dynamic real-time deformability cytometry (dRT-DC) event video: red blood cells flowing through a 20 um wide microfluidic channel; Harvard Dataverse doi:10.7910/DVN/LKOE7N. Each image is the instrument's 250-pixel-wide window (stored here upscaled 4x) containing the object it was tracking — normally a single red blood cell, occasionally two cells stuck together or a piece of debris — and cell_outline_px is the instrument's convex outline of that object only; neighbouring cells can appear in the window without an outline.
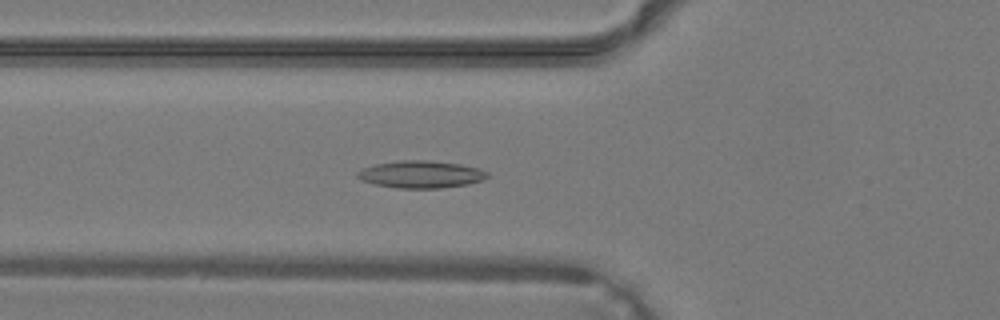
{"species": "common noctule bat (a hibernating species)", "species_latin": "Nyctalus noctula", "temperature_condition": "warm", "stored_images_in_passage": 41, "camera_frame_rate_fps": 3000, "um_per_image_px": 0.085, "animal": {"sex": "male", "body_mass_g": 19.2, "forearm_length_mm": 51.8}, "frame": {"image": 1, "passage_image": 15, "time_ms": 4.667, "image_size_px": [1000, 320], "cell_outline_px": [[488, 176], [484, 180], [468, 184], [440, 188], [396, 188], [376, 184], [360, 180], [356, 176], [356, 172], [364, 168], [376, 164], [400, 160], [428, 160], [460, 164], [480, 168], [488, 172]], "centroid_in_image_um": [35.8, 14.82], "position_along_channel_um": 90.0, "area_um2": 20.69}}
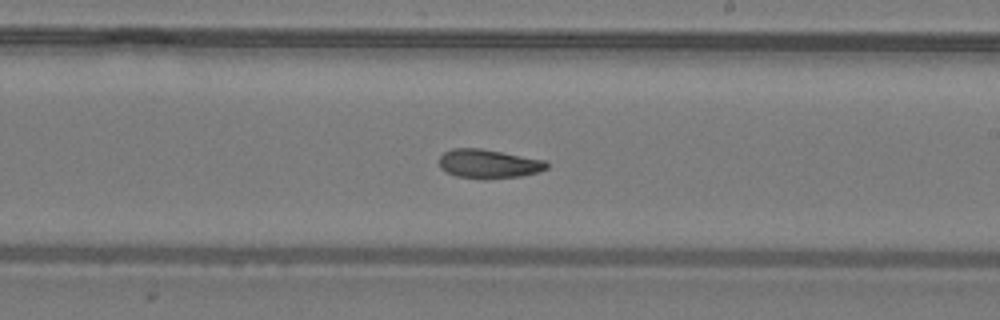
{"frame": {"image": 2, "passage_image": 24, "time_ms": 7.667, "image_size_px": [1000, 320], "cell_outline_px": [[548, 168], [540, 172], [520, 176], [484, 180], [456, 176], [440, 168], [440, 156], [444, 152], [452, 148], [480, 148], [548, 160]], "centroid_in_image_um": [41.57, 13.93], "position_along_channel_um": 247.4, "area_um2": 18.44}}
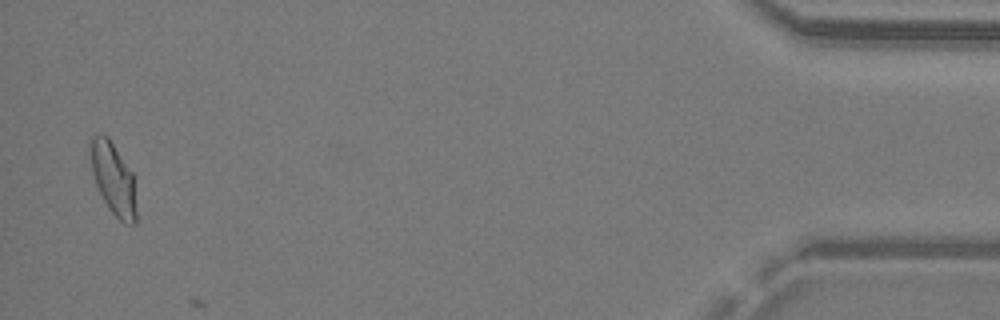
{"frame": {"image": 3, "passage_image": 39, "time_ms": 12.667, "image_size_px": [1000, 320], "cell_outline_px": [[136, 224], [124, 224], [108, 208], [96, 184], [92, 172], [92, 136], [108, 136], [132, 172], [136, 208]], "centroid_in_image_um": [9.67, 15.26], "position_along_channel_um": 425.5, "area_um2": 18.61}}